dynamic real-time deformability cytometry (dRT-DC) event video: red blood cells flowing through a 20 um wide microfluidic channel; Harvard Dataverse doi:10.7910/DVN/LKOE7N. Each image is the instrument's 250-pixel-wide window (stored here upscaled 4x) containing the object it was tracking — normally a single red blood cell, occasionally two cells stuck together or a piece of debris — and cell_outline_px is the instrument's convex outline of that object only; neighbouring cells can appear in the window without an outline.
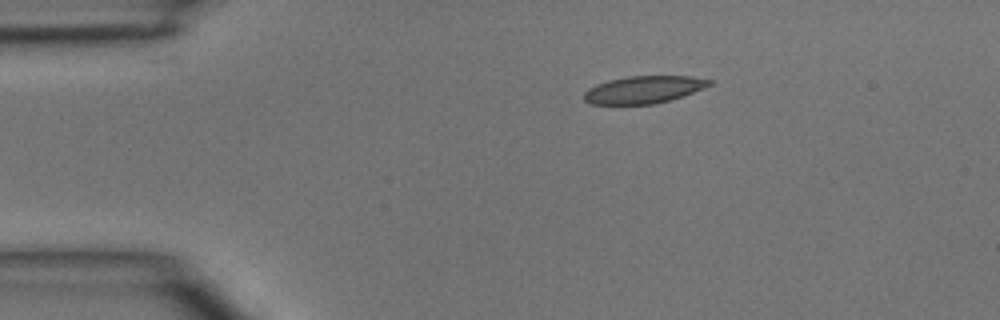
{"species": "common noctule bat (a hibernating species)", "species_latin": "Nyctalus noctula", "temperature_condition": "room temperature", "stored_images_in_passage": 39, "camera_frame_rate_fps": 3000, "um_per_image_px": 0.085, "animal": {"sex": "male", "body_mass_g": 15.6}, "frame": {"image": 1, "passage_image": 1, "time_ms": 0.0, "image_size_px": [1000, 320], "cell_outline_px": [[712, 84], [704, 88], [656, 104], [592, 104], [584, 100], [584, 92], [588, 88], [596, 84], [608, 80], [628, 76], [692, 76], [712, 80]], "centroid_in_image_um": [54.69, 7.61], "position_along_channel_um": 30.3, "area_um2": 19.88}}
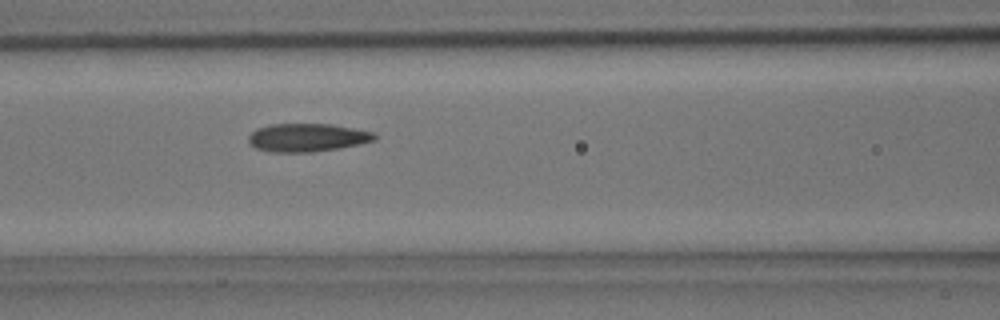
{"frame": {"image": 2, "passage_image": 12, "time_ms": 3.667, "image_size_px": [1000, 320], "cell_outline_px": [[376, 140], [360, 144], [340, 148], [312, 152], [268, 152], [256, 148], [248, 140], [248, 136], [256, 128], [272, 124], [332, 124], [372, 132], [376, 136]], "centroid_in_image_um": [26.1, 11.7], "position_along_channel_um": 140.5, "area_um2": 20.69}}
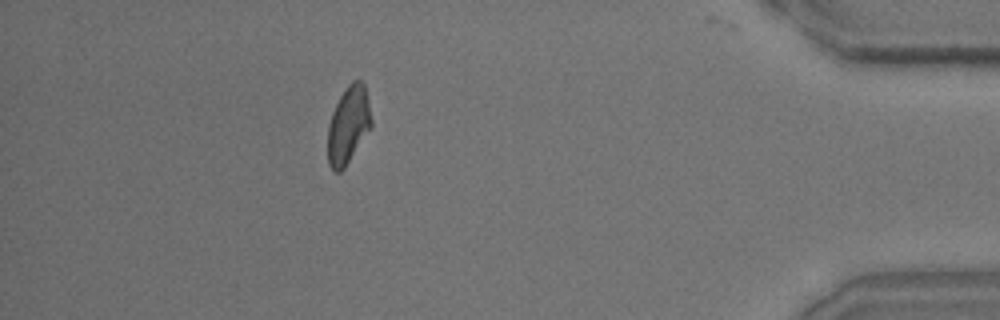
{"frame": {"image": 3, "passage_image": 34, "time_ms": 11.0, "image_size_px": [1000, 320], "cell_outline_px": [[372, 128], [344, 168], [340, 172], [336, 172], [328, 164], [328, 124], [332, 112], [340, 96], [348, 84], [352, 80], [360, 80], [364, 84], [368, 100], [372, 120]], "centroid_in_image_um": [29.62, 10.63], "position_along_channel_um": 405.6, "area_um2": 19.71}}